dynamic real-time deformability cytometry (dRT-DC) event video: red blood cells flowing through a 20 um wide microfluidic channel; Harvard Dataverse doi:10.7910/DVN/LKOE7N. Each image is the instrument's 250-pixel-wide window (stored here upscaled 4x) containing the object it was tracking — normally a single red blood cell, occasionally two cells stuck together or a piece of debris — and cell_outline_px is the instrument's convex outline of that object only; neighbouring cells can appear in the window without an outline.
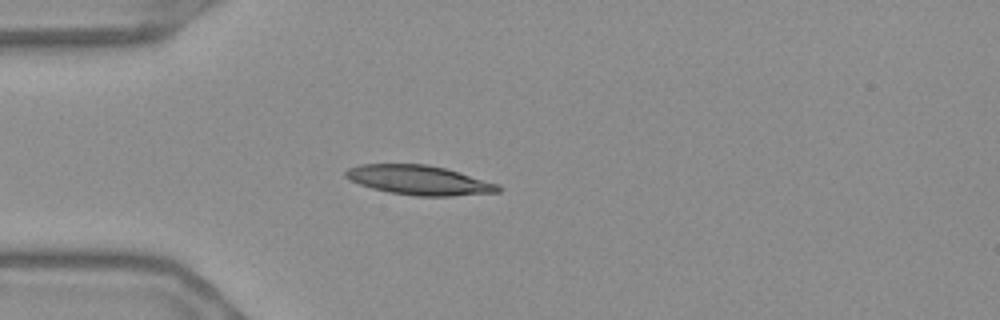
{"species": "Egyptian fruit bat (a non-hibernating species)", "species_latin": "Rousettus aegyptiacus", "temperature_condition": "warm", "stored_images_in_passage": 41, "camera_frame_rate_fps": 3000, "um_per_image_px": 0.085, "frame": {"image": 1, "passage_image": 1, "time_ms": 0.0, "image_size_px": [1000, 320], "cell_outline_px": [[504, 188], [500, 192], [452, 196], [416, 196], [388, 192], [372, 188], [360, 184], [344, 176], [344, 172], [348, 168], [360, 164], [428, 164], [444, 168], [500, 184]], "centroid_in_image_um": [35.66, 15.31], "position_along_channel_um": 49.3, "area_um2": 26.24}}
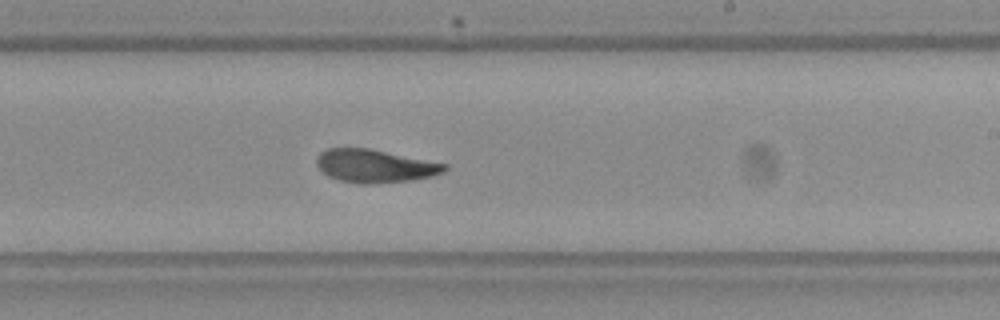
{"frame": {"image": 2, "passage_image": 19, "time_ms": 6.0, "image_size_px": [1000, 320], "cell_outline_px": [[448, 168], [444, 172], [432, 176], [412, 180], [372, 184], [360, 184], [340, 180], [328, 176], [316, 164], [316, 160], [320, 152], [328, 148], [368, 148], [448, 164]], "centroid_in_image_um": [31.88, 14.11], "position_along_channel_um": 257.1, "area_um2": 24.62}}
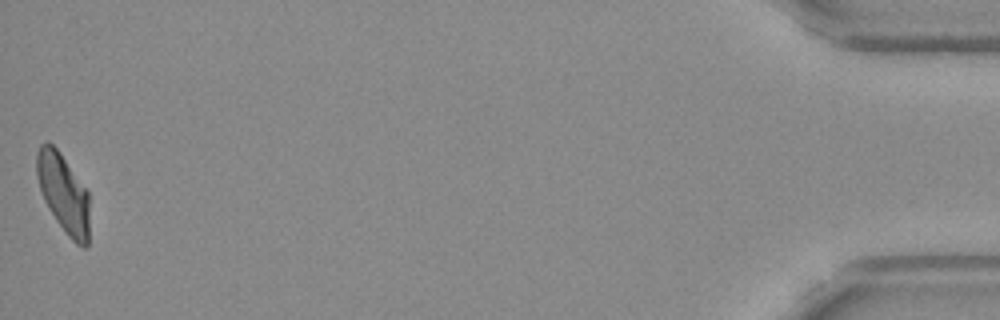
{"frame": {"image": 3, "passage_image": 41, "time_ms": 13.333, "image_size_px": [1000, 320], "cell_outline_px": [[88, 248], [84, 248], [76, 244], [68, 236], [56, 220], [48, 208], [44, 200], [36, 176], [36, 152], [40, 144], [44, 140], [48, 140], [60, 152], [88, 192]], "centroid_in_image_um": [5.36, 16.4], "position_along_channel_um": 429.8, "area_um2": 24.28}, "authors_computed_cell_mechanics": {"area_um2": 25.3164, "velocity_mm_per_s": 3.6649, "shape_relaxation_time_tau1_ms": 9.995, "shape_relaxation_time_tau2_ms": 2.2732, "deformation_change_tau1": 0.2309, "deformation_change_tau2": 0.0951}}